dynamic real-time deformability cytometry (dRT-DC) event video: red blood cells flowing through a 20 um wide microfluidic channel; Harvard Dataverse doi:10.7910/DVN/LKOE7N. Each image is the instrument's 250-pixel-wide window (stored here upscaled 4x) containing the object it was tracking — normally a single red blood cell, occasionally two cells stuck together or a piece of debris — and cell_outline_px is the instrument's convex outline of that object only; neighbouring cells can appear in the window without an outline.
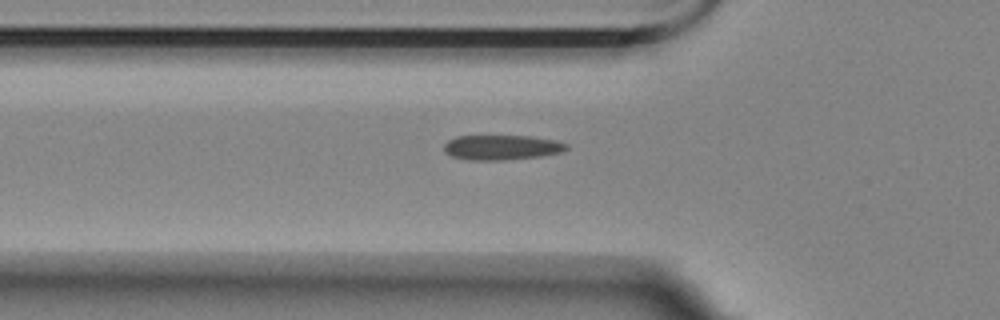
{"species": "Egyptian fruit bat (a non-hibernating species)", "species_latin": "Rousettus aegyptiacus", "temperature_condition": "room temperature", "stored_images_in_passage": 42, "camera_frame_rate_fps": 3000, "um_per_image_px": 0.085, "animal": {"sex": "female"}, "frame": {"image": 1, "passage_image": 6, "time_ms": 1.667, "image_size_px": [1000, 320], "cell_outline_px": [[568, 148], [564, 152], [540, 156], [504, 160], [468, 160], [452, 156], [444, 152], [444, 144], [448, 140], [456, 136], [532, 136], [556, 140], [568, 144]], "centroid_in_image_um": [42.66, 12.53], "position_along_channel_um": 83.1, "area_um2": 17.92}}
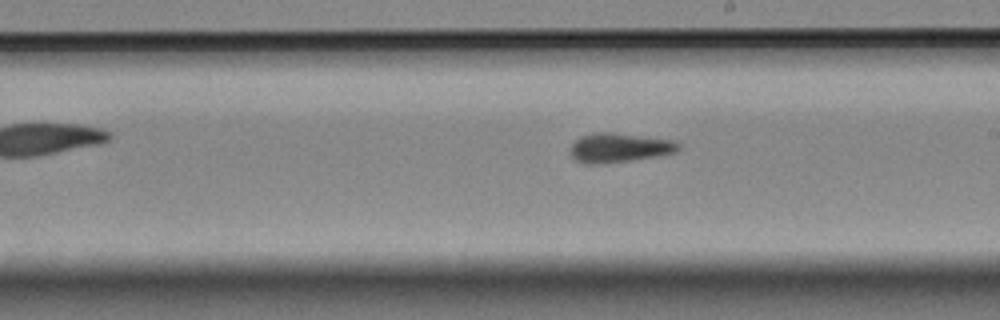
{"frame": {"image": 2, "passage_image": 19, "time_ms": 6.0, "image_size_px": [1000, 320], "cell_outline_px": [[680, 148], [676, 152], [656, 156], [632, 160], [600, 164], [584, 164], [576, 160], [572, 156], [572, 144], [580, 136], [592, 132], [608, 132], [676, 140], [680, 144]], "centroid_in_image_um": [52.65, 12.55], "position_along_channel_um": 236.3, "area_um2": 18.44}}
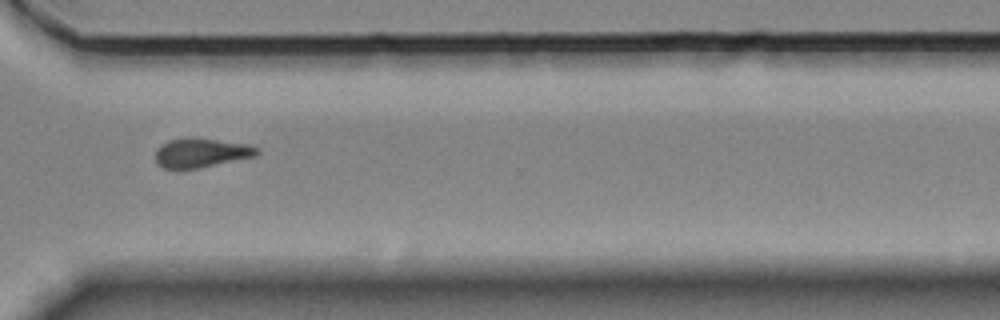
{"frame": {"image": 3, "passage_image": 29, "time_ms": 9.333, "image_size_px": [1000, 320], "cell_outline_px": [[260, 152], [256, 156], [196, 168], [164, 168], [156, 164], [156, 148], [168, 140], [188, 136], [248, 144], [260, 148]], "centroid_in_image_um": [17.09, 12.96], "position_along_channel_um": 353.5, "area_um2": 17.34}, "authors_computed_cell_mechanics": {"area_um2": 17.9758, "velocity_mm_per_s": 3.5179, "shape_relaxation_time_tau1_ms": 5.8324, "shape_relaxation_time_tau2_ms": 3.9011, "deformation_change_tau1": 0.1337, "deformation_change_tau2": 0.087}}